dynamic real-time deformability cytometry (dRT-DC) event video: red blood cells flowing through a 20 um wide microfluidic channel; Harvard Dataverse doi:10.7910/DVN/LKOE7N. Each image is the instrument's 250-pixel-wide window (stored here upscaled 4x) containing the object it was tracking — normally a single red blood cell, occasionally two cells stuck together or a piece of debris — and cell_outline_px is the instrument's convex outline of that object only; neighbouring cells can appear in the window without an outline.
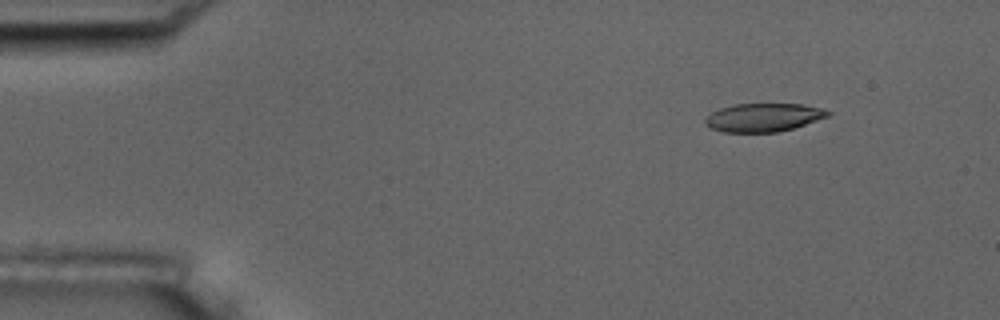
{"species": "common noctule bat (a hibernating species)", "species_latin": "Nyctalus noctula", "temperature_condition": "room temperature", "stored_images_in_passage": 4, "camera_frame_rate_fps": 3000, "um_per_image_px": 0.085, "animal": {"sex": "male", "body_mass_g": 17.5, "forearm_length_mm": 52.3}, "frame": {"image": 1, "passage_image": 2, "time_ms": 1.0, "image_size_px": [1000, 320], "cell_outline_px": [[832, 112], [828, 116], [792, 128], [776, 132], [724, 132], [712, 128], [704, 124], [704, 120], [712, 112], [720, 108], [736, 104], [804, 104], [824, 108]], "centroid_in_image_um": [64.9, 9.97], "position_along_channel_um": 20.1, "area_um2": 20.11}}